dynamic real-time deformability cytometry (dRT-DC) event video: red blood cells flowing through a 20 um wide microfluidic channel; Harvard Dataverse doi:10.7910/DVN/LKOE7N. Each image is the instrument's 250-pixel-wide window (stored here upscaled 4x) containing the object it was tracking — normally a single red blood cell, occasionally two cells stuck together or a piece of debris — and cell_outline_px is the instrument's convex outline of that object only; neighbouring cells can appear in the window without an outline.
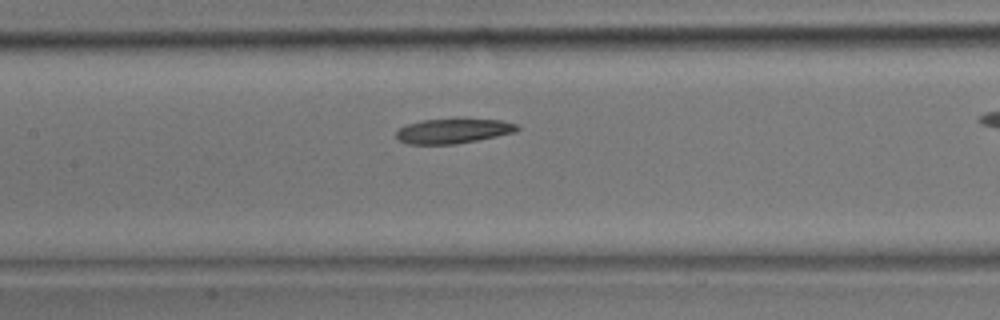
{"species": "common noctule bat (a hibernating species)", "species_latin": "Nyctalus noctula", "temperature_condition": "room temperature", "stored_images_in_passage": 20, "camera_frame_rate_fps": 3000, "um_per_image_px": 0.085, "animal": {"sex": "male", "body_mass_g": 17.9}, "frame": {"image": 1, "passage_image": 9, "time_ms": 2.667, "image_size_px": [1000, 320], "cell_outline_px": [[520, 128], [516, 132], [456, 144], [408, 144], [396, 140], [396, 128], [408, 124], [424, 120], [456, 116], [500, 120], [516, 124]], "centroid_in_image_um": [38.49, 11.09], "position_along_channel_um": 168.9, "area_um2": 18.26}}
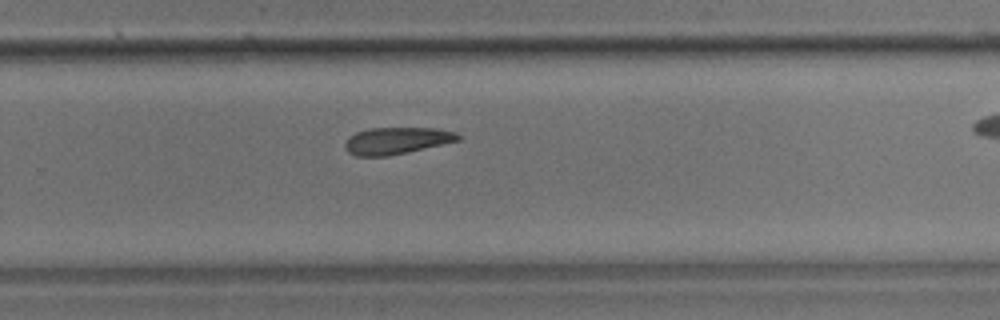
{"frame": {"image": 2, "passage_image": 15, "time_ms": 4.667, "image_size_px": [1000, 320], "cell_outline_px": [[460, 140], [388, 156], [356, 156], [348, 152], [344, 148], [344, 144], [348, 136], [356, 132], [372, 128], [436, 128], [456, 132], [460, 136]], "centroid_in_image_um": [33.67, 11.95], "position_along_channel_um": 296.1, "area_um2": 17.63}}